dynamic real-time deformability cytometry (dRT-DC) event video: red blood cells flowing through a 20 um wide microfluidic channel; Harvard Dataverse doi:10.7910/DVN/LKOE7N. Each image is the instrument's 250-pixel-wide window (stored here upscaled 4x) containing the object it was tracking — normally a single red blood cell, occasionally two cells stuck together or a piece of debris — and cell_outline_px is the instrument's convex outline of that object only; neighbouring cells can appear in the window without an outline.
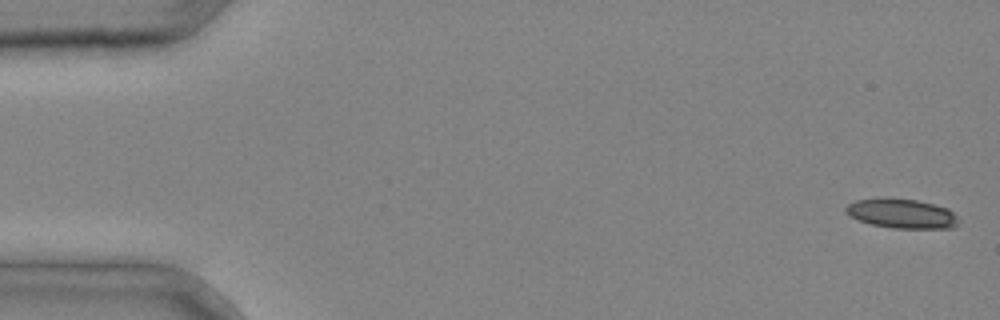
{"species": "common noctule bat (a hibernating species)", "species_latin": "Nyctalus noctula", "temperature_condition": "cold", "stored_images_in_passage": 3, "segment_of_instrument_passage": [2, 2], "camera_frame_rate_fps": 3000, "um_per_image_px": 0.085, "animal": {"sex": "male", "body_mass_g": 20.4}, "frame": {"image": 1, "passage_image": 3, "time_ms": 0.667, "image_size_px": [1000, 320], "cell_outline_px": [[960, 220], [952, 228], [892, 228], [872, 224], [848, 216], [844, 212], [844, 208], [848, 204], [856, 200], [916, 200], [948, 208]], "centroid_in_image_um": [76.65, 18.19], "position_along_channel_um": 8.3, "area_um2": 18.73}}